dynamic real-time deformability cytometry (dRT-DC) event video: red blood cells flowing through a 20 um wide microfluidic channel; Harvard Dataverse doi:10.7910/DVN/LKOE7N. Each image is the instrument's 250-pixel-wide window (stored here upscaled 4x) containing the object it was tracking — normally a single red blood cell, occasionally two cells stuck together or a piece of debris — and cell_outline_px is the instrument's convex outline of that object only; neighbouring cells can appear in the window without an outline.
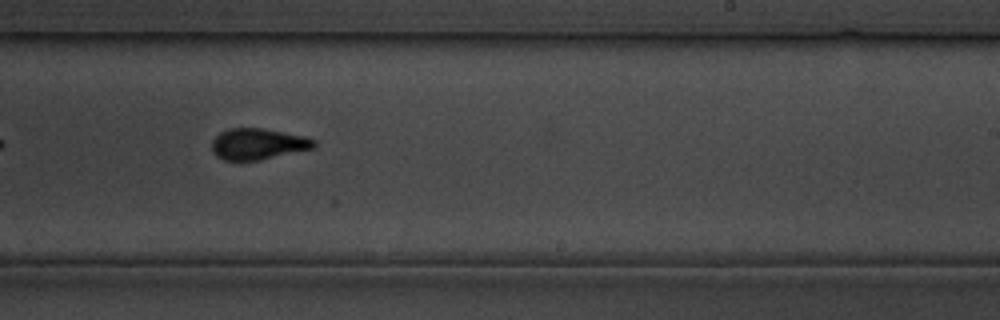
{"species": "common noctule bat (a hibernating species)", "species_latin": "Nyctalus noctula", "temperature_condition": "cold", "stored_images_in_passage": 36, "camera_frame_rate_fps": 3000, "um_per_image_px": 0.085, "animal": {"sex": "male", "body_mass_g": 19.5, "forearm_length_mm": 54.6}, "frame": {"image": 1, "passage_image": 23, "time_ms": 27.667, "image_size_px": [1000, 320], "cell_outline_px": [[316, 148], [260, 160], [224, 160], [216, 156], [212, 152], [212, 140], [220, 132], [228, 128], [264, 128], [304, 136], [316, 140]], "centroid_in_image_um": [21.94, 12.24], "position_along_channel_um": 267.1, "area_um2": 18.73}}
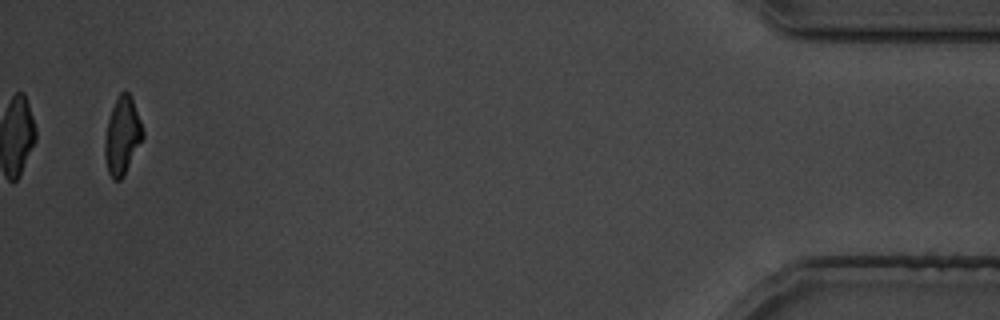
{"frame": {"image": 2, "passage_image": 36, "time_ms": 43.333, "image_size_px": [1000, 320], "cell_outline_px": [[144, 136], [124, 176], [120, 180], [112, 180], [108, 172], [104, 156], [104, 140], [108, 120], [112, 108], [120, 92], [128, 92], [132, 96], [144, 132]], "centroid_in_image_um": [10.39, 11.57], "position_along_channel_um": 424.8, "area_um2": 17.17}}